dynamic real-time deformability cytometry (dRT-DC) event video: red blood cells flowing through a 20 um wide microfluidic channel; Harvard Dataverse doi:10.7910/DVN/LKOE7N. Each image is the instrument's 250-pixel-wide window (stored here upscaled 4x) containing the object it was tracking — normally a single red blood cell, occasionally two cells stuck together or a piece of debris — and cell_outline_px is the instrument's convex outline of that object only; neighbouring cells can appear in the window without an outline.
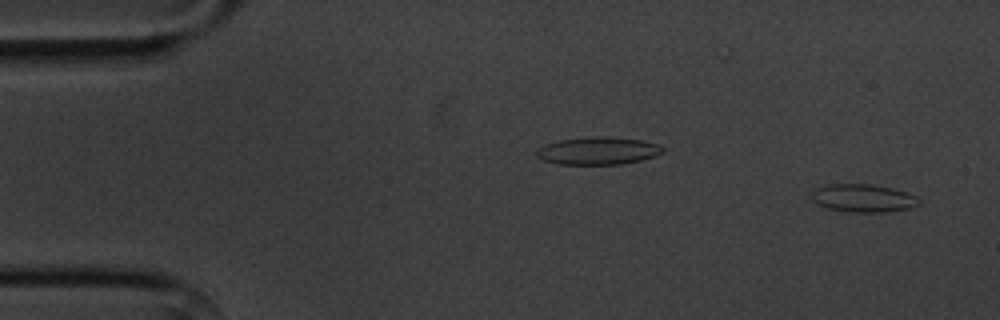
{"species": "common noctule bat (a hibernating species)", "species_latin": "Nyctalus noctula", "temperature_condition": "cold", "stored_images_in_passage": 3, "camera_frame_rate_fps": 3000, "um_per_image_px": 0.085, "animal": {"sex": "male", "body_mass_g": 20.1, "forearm_length_mm": 53.5}, "frame": {"image": 1, "passage_image": 3, "time_ms": 2.333, "image_size_px": [1000, 320], "cell_outline_px": [[920, 204], [908, 208], [884, 212], [848, 212], [828, 208], [816, 204], [812, 200], [812, 192], [816, 188], [828, 184], [872, 184], [892, 188], [916, 196], [920, 200]], "centroid_in_image_um": [73.34, 16.84], "position_along_channel_um": 11.7, "area_um2": 17.46}}